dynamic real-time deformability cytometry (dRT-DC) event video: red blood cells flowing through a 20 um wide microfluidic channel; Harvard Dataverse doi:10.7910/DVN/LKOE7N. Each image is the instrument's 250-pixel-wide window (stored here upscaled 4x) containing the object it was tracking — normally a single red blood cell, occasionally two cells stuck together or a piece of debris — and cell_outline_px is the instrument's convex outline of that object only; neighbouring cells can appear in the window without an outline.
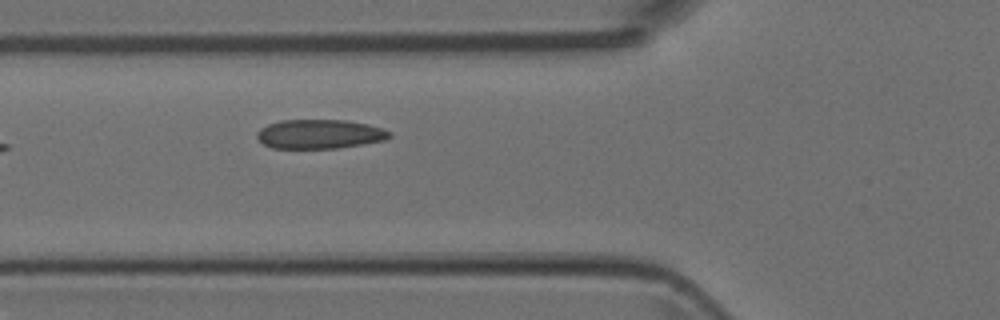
{"species": "Egyptian fruit bat (a non-hibernating species)", "species_latin": "Rousettus aegyptiacus", "temperature_condition": "room temperature", "stored_images_in_passage": 4, "camera_frame_rate_fps": 3000, "um_per_image_px": 0.085, "animal": {"sex": "female"}, "frame": {"image": 1, "passage_image": 4, "time_ms": 1.0, "image_size_px": [1000, 320], "cell_outline_px": [[392, 136], [384, 140], [336, 148], [272, 148], [264, 144], [256, 136], [256, 132], [260, 128], [268, 124], [280, 120], [348, 120], [368, 124], [392, 132]], "centroid_in_image_um": [27.15, 11.39], "position_along_channel_um": 98.7, "area_um2": 22.48}}